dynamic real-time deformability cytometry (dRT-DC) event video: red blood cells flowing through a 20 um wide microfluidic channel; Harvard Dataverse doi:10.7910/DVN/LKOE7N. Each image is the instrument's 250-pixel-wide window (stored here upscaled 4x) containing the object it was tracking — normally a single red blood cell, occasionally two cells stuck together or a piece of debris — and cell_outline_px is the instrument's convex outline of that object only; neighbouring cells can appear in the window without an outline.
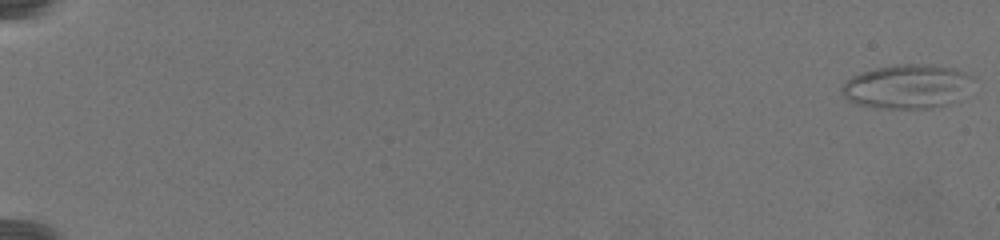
{"species": "common noctule bat (a hibernating species)", "species_latin": "Nyctalus noctula", "temperature_condition": "warm", "stored_images_in_passage": 73, "camera_frame_rate_fps": 3000, "um_per_image_px": 0.085, "animal": {"sex": "female", "body_mass_g": 19.5, "forearm_length_mm": 54.1}, "frame": {"image": 1, "passage_image": 1, "time_ms": 0.0, "image_size_px": [1000, 240], "cell_outline_px": [[972, 76], [948, 104], [932, 108], [884, 108], [856, 104], [848, 100], [840, 92], [840, 88], [852, 76], [860, 72], [876, 68], [896, 64], [932, 64], [952, 68], [964, 72]], "centroid_in_image_um": [76.94, 7.33], "position_along_channel_um": 8.1, "area_um2": 32.66}}
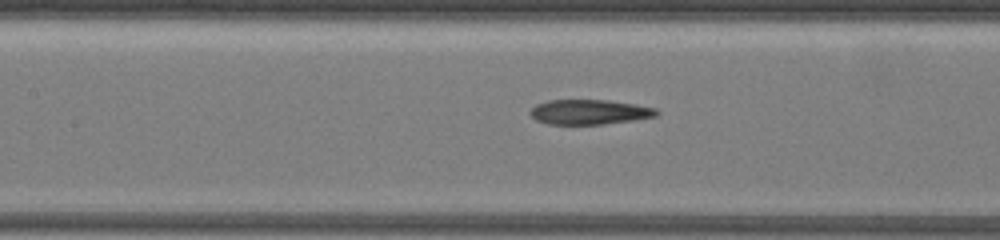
{"frame": {"image": 2, "passage_image": 42, "time_ms": 13.667, "image_size_px": [1000, 240], "cell_outline_px": [[660, 112], [656, 116], [632, 120], [604, 124], [548, 124], [536, 120], [528, 112], [536, 104], [548, 100], [608, 100], [636, 104], [656, 108]], "centroid_in_image_um": [50.1, 9.51], "position_along_channel_um": 157.3, "area_um2": 18.32}}
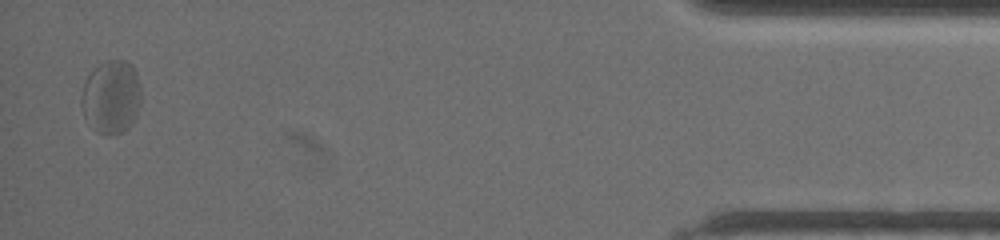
{"frame": {"image": 3, "passage_image": 73, "time_ms": 1692.667, "image_size_px": [1000, 240], "cell_outline_px": [[140, 104], [136, 116], [132, 124], [124, 132], [108, 136], [96, 132], [92, 128], [84, 116], [80, 104], [80, 96], [84, 80], [92, 68], [108, 60], [124, 60], [136, 72], [140, 88]], "centroid_in_image_um": [9.42, 8.27], "position_along_channel_um": 425.8, "area_um2": 25.95}}